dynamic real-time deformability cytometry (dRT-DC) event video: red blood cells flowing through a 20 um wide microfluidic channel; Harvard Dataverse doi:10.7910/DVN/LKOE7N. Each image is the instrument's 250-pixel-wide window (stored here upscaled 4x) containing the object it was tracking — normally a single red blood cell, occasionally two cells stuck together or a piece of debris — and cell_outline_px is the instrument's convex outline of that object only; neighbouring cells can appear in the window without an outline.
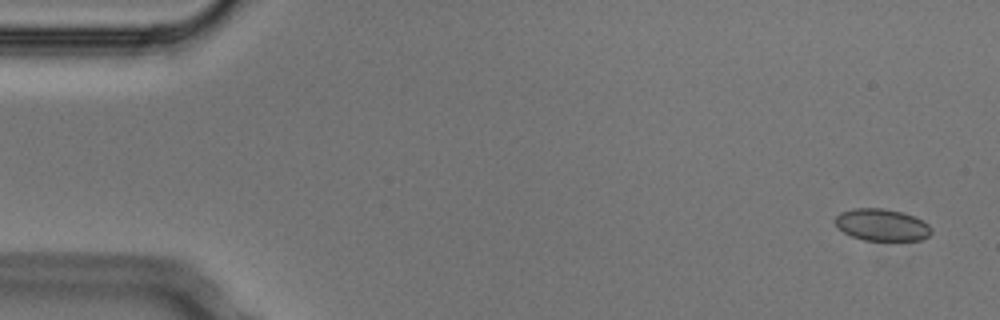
{"species": "Egyptian fruit bat (a non-hibernating species)", "species_latin": "Rousettus aegyptiacus", "temperature_condition": "cold", "stored_images_in_passage": 5, "camera_frame_rate_fps": 3000, "um_per_image_px": 0.085, "animal": {"sex": "male"}, "frame": {"image": 1, "passage_image": 1, "time_ms": 0.0, "image_size_px": [1000, 320], "cell_outline_px": [[932, 232], [928, 236], [920, 240], [864, 240], [852, 236], [844, 232], [836, 224], [836, 216], [840, 212], [852, 208], [884, 208], [900, 212], [924, 220], [932, 228]], "centroid_in_image_um": [74.97, 19.11], "position_along_channel_um": 10.0, "area_um2": 17.8}}
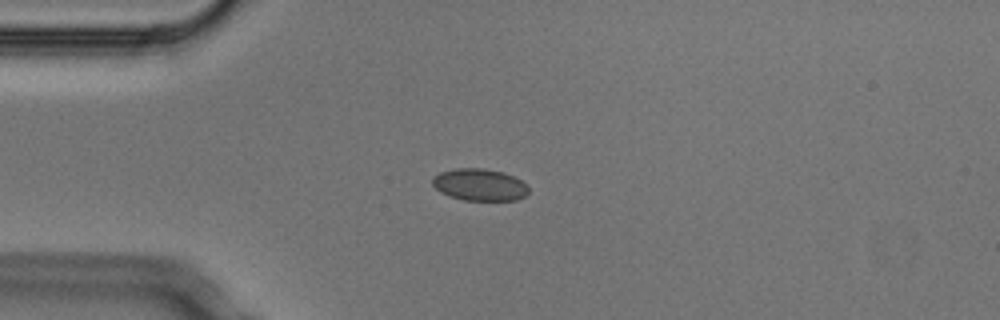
{"frame": {"image": 2, "passage_image": 4, "time_ms": 1.0, "image_size_px": [1000, 320], "cell_outline_px": [[528, 192], [524, 196], [516, 200], [464, 200], [448, 196], [440, 192], [432, 184], [432, 176], [440, 172], [456, 168], [484, 168], [504, 172], [520, 180], [528, 188]], "centroid_in_image_um": [40.72, 15.69], "position_along_channel_um": 44.3, "area_um2": 17.92}}
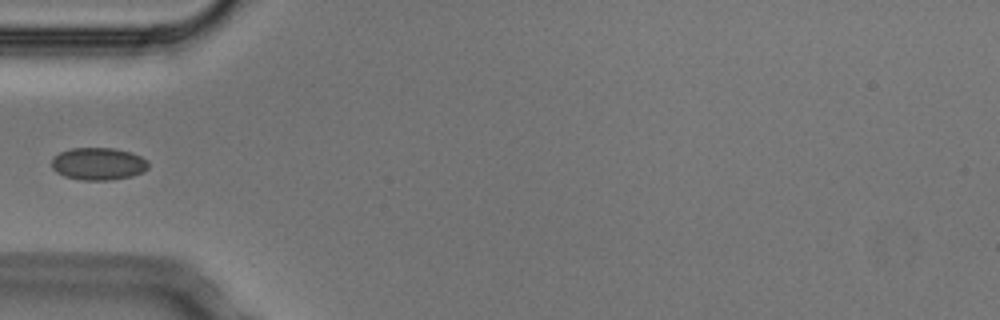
{"frame": {"image": 3, "passage_image": 5, "time_ms": 1.333, "image_size_px": [1000, 320], "cell_outline_px": [[148, 168], [144, 172], [132, 176], [108, 180], [84, 180], [64, 176], [56, 172], [52, 168], [52, 160], [60, 152], [72, 148], [112, 148], [128, 152], [140, 156], [148, 160]], "centroid_in_image_um": [8.37, 13.93], "position_along_channel_um": 76.6, "area_um2": 18.15}}